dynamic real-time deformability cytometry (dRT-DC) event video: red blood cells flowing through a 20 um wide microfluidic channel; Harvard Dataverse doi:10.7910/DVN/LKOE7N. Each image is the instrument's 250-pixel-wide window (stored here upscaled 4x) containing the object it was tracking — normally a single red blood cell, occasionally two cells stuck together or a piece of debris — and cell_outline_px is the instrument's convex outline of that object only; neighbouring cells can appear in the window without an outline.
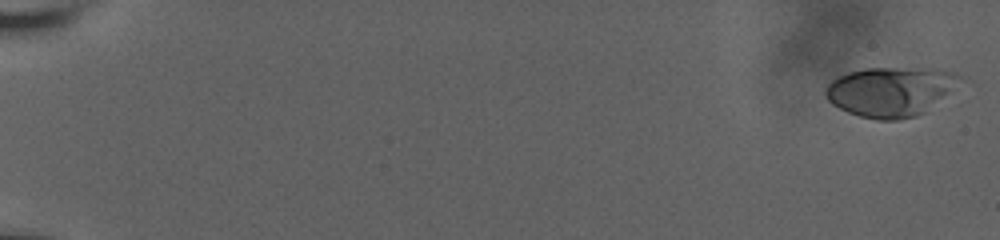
{"species": "human", "species_latin": "Homo sapiens", "temperature_condition": "room temperature", "stored_images_in_passage": 13, "camera_frame_rate_fps": 3000, "um_per_image_px": 0.085, "donor": {"sex": "male"}, "frame": {"image": 1, "passage_image": 1, "time_ms": 0.0, "image_size_px": [1000, 240], "cell_outline_px": [[960, 76], [924, 112], [916, 116], [900, 120], [876, 120], [860, 116], [848, 112], [832, 104], [824, 96], [824, 88], [832, 80], [848, 72], [864, 68], [936, 68], [952, 72]], "centroid_in_image_um": [75.54, 7.78], "position_along_channel_um": 9.5, "area_um2": 37.8}}